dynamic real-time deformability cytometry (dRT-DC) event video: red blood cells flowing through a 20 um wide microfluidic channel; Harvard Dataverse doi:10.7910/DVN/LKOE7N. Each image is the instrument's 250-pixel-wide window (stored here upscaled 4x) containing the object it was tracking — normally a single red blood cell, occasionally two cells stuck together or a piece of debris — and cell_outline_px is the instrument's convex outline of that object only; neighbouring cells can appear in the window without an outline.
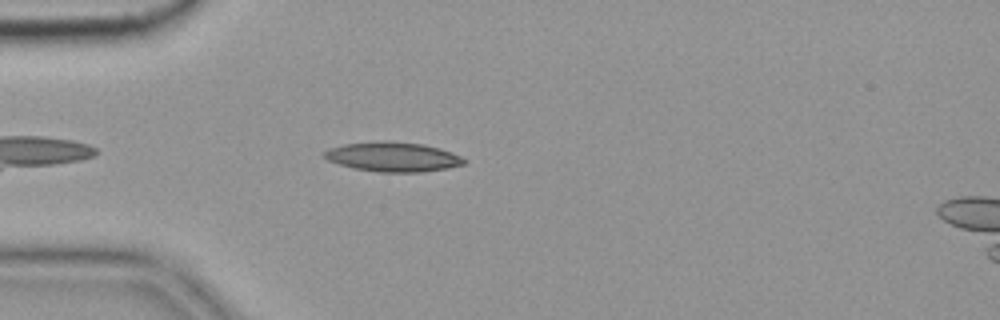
{"species": "common noctule bat (a hibernating species)", "species_latin": "Nyctalus noctula", "temperature_condition": "cold", "stored_images_in_passage": 5, "camera_frame_rate_fps": 3000, "um_per_image_px": 0.085, "animal": {"sex": "female", "body_mass_g": 19.9}, "frame": {"image": 1, "passage_image": 5, "time_ms": 1.333, "image_size_px": [1000, 320], "cell_outline_px": [[468, 160], [464, 164], [448, 168], [420, 172], [380, 172], [352, 168], [328, 160], [320, 156], [320, 152], [328, 148], [344, 144], [380, 140], [388, 140], [424, 144], [440, 148], [452, 152]], "centroid_in_image_um": [33.36, 13.32], "position_along_channel_um": 51.6, "area_um2": 24.51}}